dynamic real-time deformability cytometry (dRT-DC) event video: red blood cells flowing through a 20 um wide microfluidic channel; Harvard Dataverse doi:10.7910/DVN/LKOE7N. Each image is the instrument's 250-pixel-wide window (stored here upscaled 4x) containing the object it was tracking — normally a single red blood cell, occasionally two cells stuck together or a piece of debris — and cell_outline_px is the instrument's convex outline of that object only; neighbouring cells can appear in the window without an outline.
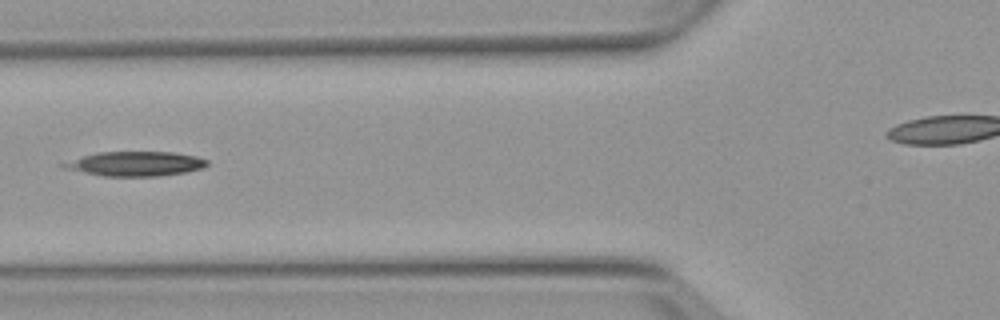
{"species": "Egyptian fruit bat (a non-hibernating species)", "species_latin": "Rousettus aegyptiacus", "temperature_condition": "warm", "stored_images_in_passage": 4, "camera_frame_rate_fps": 3000, "um_per_image_px": 0.085, "animal": {"sex": "female"}, "frame": {"image": 1, "passage_image": 4, "time_ms": 3.333, "image_size_px": [1000, 320], "cell_outline_px": [[208, 164], [204, 168], [184, 172], [160, 176], [104, 176], [60, 168], [60, 164], [84, 156], [100, 152], [172, 152], [196, 156], [208, 160]], "centroid_in_image_um": [11.52, 13.92], "position_along_channel_um": 114.3, "area_um2": 20.4}}